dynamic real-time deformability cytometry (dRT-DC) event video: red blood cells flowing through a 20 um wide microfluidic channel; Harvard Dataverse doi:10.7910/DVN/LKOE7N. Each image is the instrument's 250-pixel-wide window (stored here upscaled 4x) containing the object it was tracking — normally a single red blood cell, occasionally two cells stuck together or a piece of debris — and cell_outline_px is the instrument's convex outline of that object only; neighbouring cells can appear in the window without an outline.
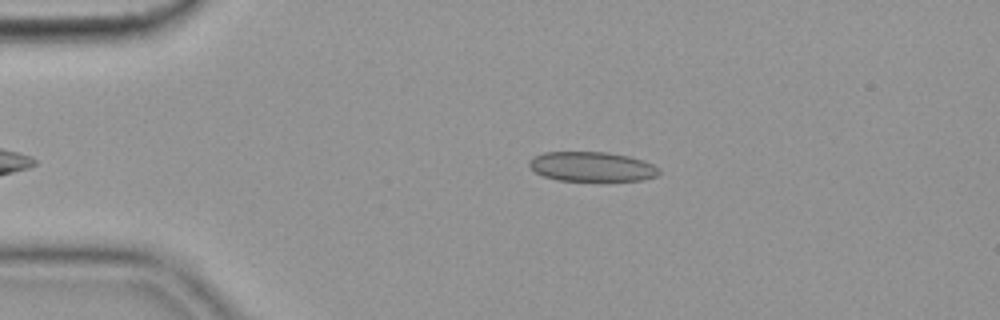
{"species": "common noctule bat (a hibernating species)", "species_latin": "Nyctalus noctula", "temperature_condition": "cold", "stored_images_in_passage": 40, "camera_frame_rate_fps": 3000, "um_per_image_px": 0.085, "animal": {"sex": "female", "body_mass_g": 19.9}, "frame": {"image": 1, "passage_image": 3, "time_ms": 0.667, "image_size_px": [1000, 320], "cell_outline_px": [[660, 172], [656, 176], [644, 180], [556, 180], [544, 176], [536, 172], [528, 164], [528, 160], [532, 156], [544, 152], [608, 152], [628, 156], [644, 160], [660, 168]], "centroid_in_image_um": [50.3, 14.15], "position_along_channel_um": 34.7, "area_um2": 22.43}}
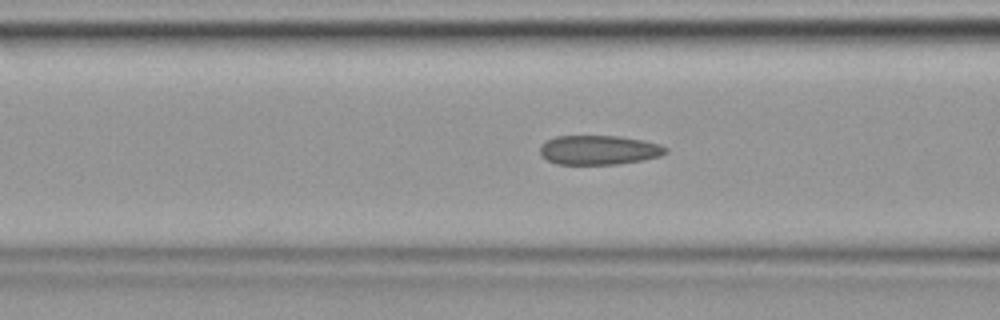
{"frame": {"image": 2, "passage_image": 13, "time_ms": 4.0, "image_size_px": [1000, 320], "cell_outline_px": [[668, 152], [660, 156], [644, 160], [616, 164], [556, 164], [540, 156], [540, 144], [556, 136], [620, 136], [660, 144], [668, 148]], "centroid_in_image_um": [50.9, 12.75], "position_along_channel_um": 115.7, "area_um2": 21.56}}
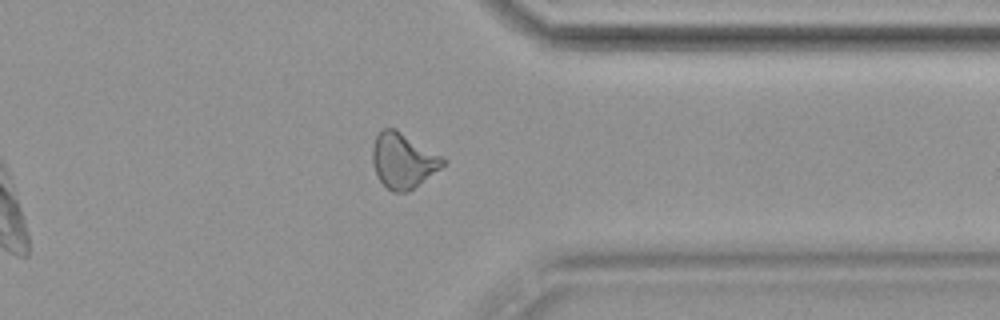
{"frame": {"image": 3, "passage_image": 35, "time_ms": 11.333, "image_size_px": [1000, 320], "cell_outline_px": [[448, 164], [408, 192], [392, 192], [380, 180], [372, 164], [372, 148], [376, 136], [384, 128], [396, 128], [448, 160]], "centroid_in_image_um": [34.3, 13.65], "position_along_channel_um": 377.1, "area_um2": 22.77}, "authors_computed_cell_mechanics": {"area_um2": 21.8195, "velocity_mm_per_s": 3.6318, "shape_relaxation_time_tau1_ms": null, "shape_relaxation_time_tau2_ms": 1.9274, "deformation_change_tau1": null, "deformation_change_tau2": 0.0971}}